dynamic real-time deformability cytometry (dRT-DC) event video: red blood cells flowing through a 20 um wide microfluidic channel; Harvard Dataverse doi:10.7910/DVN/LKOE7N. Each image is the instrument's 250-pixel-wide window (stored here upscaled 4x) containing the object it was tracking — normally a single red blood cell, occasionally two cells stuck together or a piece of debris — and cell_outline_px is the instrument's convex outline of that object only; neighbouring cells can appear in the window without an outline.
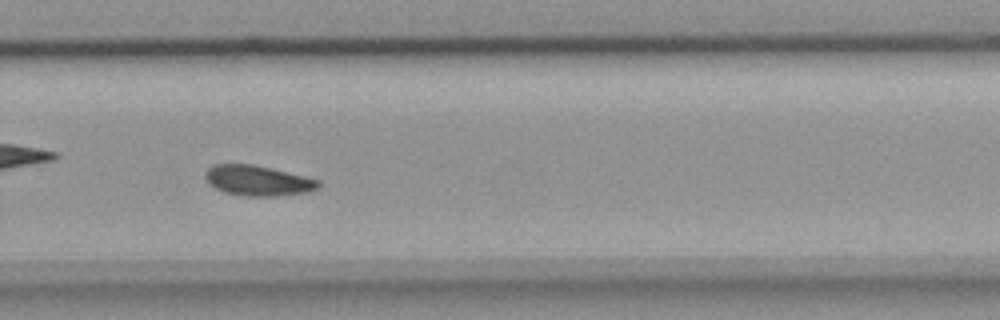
{"species": "common noctule bat (a hibernating species)", "species_latin": "Nyctalus noctula", "temperature_condition": "room temperature", "stored_images_in_passage": 39, "camera_frame_rate_fps": 3000, "um_per_image_px": 0.085, "animal": {"sex": "female", "body_mass_g": 18.4}, "frame": {"image": 1, "passage_image": 28, "time_ms": 9.0, "image_size_px": [1000, 320], "cell_outline_px": [[320, 188], [308, 192], [276, 196], [240, 196], [224, 192], [208, 184], [204, 176], [204, 172], [212, 164], [252, 164], [272, 168], [320, 180]], "centroid_in_image_um": [21.9, 15.35], "position_along_channel_um": 307.9, "area_um2": 20.23}}